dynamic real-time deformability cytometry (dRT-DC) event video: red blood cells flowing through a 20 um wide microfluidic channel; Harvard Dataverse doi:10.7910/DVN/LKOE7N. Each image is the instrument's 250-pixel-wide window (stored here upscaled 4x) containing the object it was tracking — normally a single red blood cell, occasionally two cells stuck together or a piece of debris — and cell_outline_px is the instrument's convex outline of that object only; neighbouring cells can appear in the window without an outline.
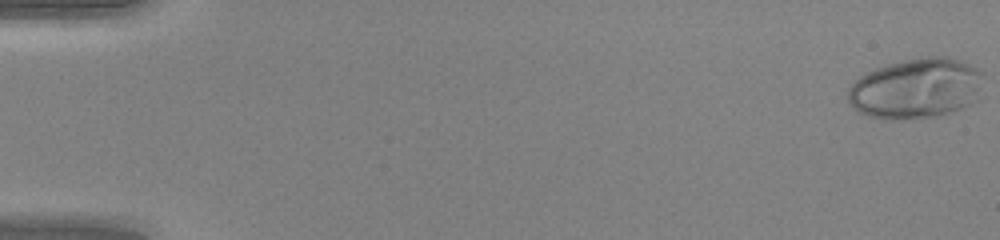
{"species": "human", "species_latin": "Homo sapiens", "temperature_condition": "warm", "stored_images_in_passage": 49, "camera_frame_rate_fps": 3000, "um_per_image_px": 0.085, "donor": {"sex": "female"}, "frame": {"image": 1, "passage_image": 1, "time_ms": 0.0, "image_size_px": [1000, 240], "cell_outline_px": [[984, 76], [980, 100], [972, 104], [936, 116], [892, 120], [884, 120], [868, 116], [856, 112], [848, 100], [848, 88], [864, 72], [888, 64], [904, 60], [924, 56], [948, 56], [960, 60], [984, 72]], "centroid_in_image_um": [77.89, 7.51], "position_along_channel_um": 7.1, "area_um2": 48.38}}
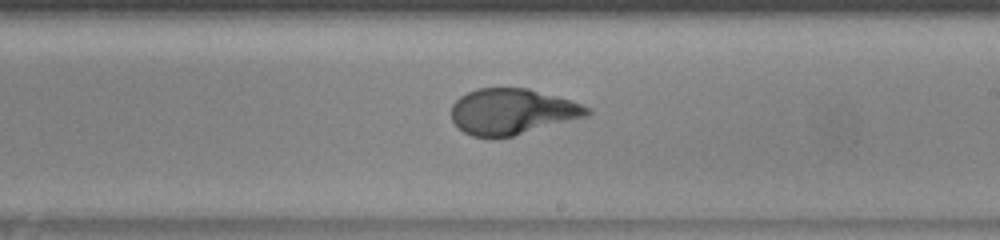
{"frame": {"image": 2, "passage_image": 30, "time_ms": 9.667, "image_size_px": [1000, 240], "cell_outline_px": [[592, 112], [588, 116], [512, 136], [492, 140], [472, 136], [464, 132], [452, 120], [452, 104], [460, 96], [476, 88], [528, 88], [556, 96], [592, 108]], "centroid_in_image_um": [43.51, 9.5], "position_along_channel_um": 245.5, "area_um2": 36.41}}
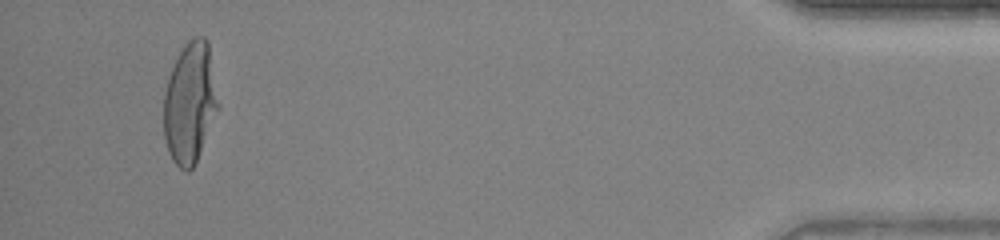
{"frame": {"image": 3, "passage_image": 47, "time_ms": 15.333, "image_size_px": [1000, 240], "cell_outline_px": [[220, 108], [196, 160], [192, 168], [188, 172], [184, 172], [172, 160], [168, 152], [164, 136], [164, 92], [168, 76], [180, 52], [188, 40], [196, 36], [204, 36], [208, 40], [220, 104]], "centroid_in_image_um": [16.16, 8.74], "position_along_channel_um": 419.0, "area_um2": 38.67}, "authors_computed_cell_mechanics": {"area_um2": 37.859, "velocity_mm_per_s": 4.2717, "shape_relaxation_time_tau1_ms": 5.0721, "shape_relaxation_time_tau2_ms": null, "deformation_change_tau1": 0.2891, "deformation_change_tau2": null}}